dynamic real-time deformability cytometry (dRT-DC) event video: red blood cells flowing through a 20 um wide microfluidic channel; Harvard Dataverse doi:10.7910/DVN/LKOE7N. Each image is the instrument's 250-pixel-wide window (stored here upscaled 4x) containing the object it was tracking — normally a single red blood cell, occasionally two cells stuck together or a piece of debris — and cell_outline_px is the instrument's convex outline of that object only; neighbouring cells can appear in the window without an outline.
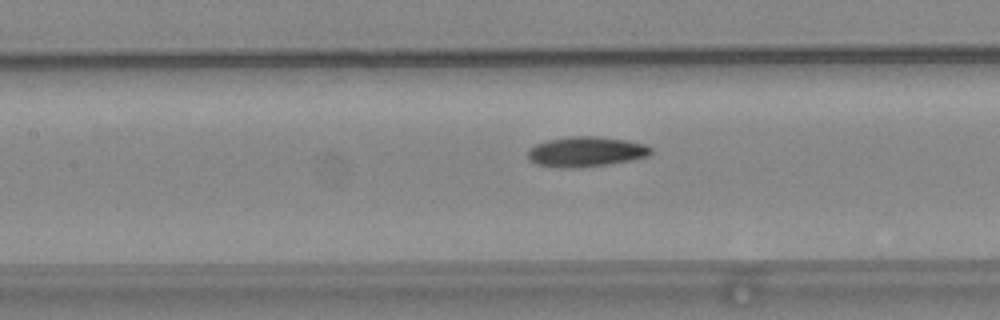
{"species": "common noctule bat (a hibernating species)", "species_latin": "Nyctalus noctula", "temperature_condition": "warm", "stored_images_in_passage": 55, "camera_frame_rate_fps": 3000, "um_per_image_px": 0.085, "animal": {"sex": "female", "body_mass_g": 24.6, "forearm_length_mm": 56.2}, "frame": {"image": 1, "passage_image": 25, "time_ms": 8.0, "image_size_px": [1000, 320], "cell_outline_px": [[652, 152], [648, 156], [632, 160], [608, 164], [580, 168], [564, 168], [536, 164], [528, 160], [528, 148], [536, 144], [548, 140], [572, 136], [596, 136], [628, 140], [644, 144], [652, 148]], "centroid_in_image_um": [49.8, 12.9], "position_along_channel_um": 157.6, "area_um2": 21.73}}
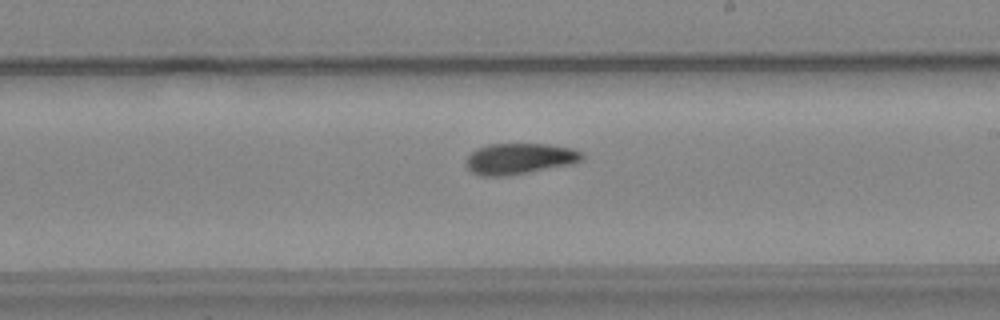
{"frame": {"image": 2, "passage_image": 32, "time_ms": 10.333, "image_size_px": [1000, 320], "cell_outline_px": [[584, 156], [580, 160], [572, 164], [528, 172], [504, 176], [480, 176], [472, 172], [464, 164], [464, 160], [476, 148], [488, 144], [544, 144], [572, 148], [584, 152]], "centroid_in_image_um": [44.12, 13.48], "position_along_channel_um": 244.9, "area_um2": 20.98}}
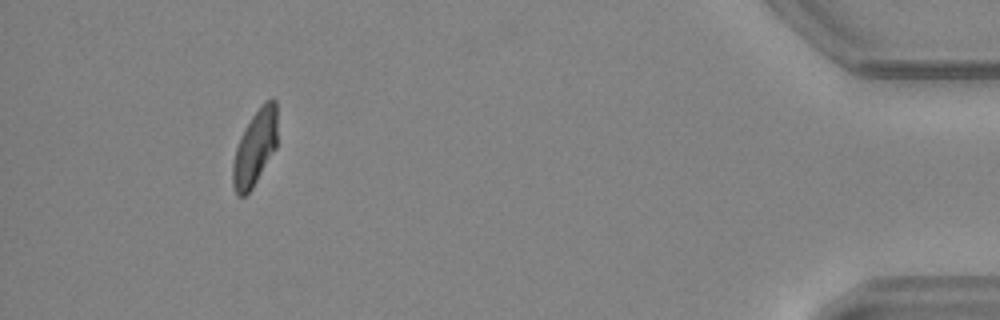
{"frame": {"image": 3, "passage_image": 51, "time_ms": 16.667, "image_size_px": [1000, 320], "cell_outline_px": [[276, 148], [252, 188], [244, 196], [236, 196], [232, 184], [232, 164], [236, 148], [244, 128], [260, 104], [264, 100], [276, 100]], "centroid_in_image_um": [21.65, 12.57], "position_along_channel_um": 413.6, "area_um2": 19.54}}